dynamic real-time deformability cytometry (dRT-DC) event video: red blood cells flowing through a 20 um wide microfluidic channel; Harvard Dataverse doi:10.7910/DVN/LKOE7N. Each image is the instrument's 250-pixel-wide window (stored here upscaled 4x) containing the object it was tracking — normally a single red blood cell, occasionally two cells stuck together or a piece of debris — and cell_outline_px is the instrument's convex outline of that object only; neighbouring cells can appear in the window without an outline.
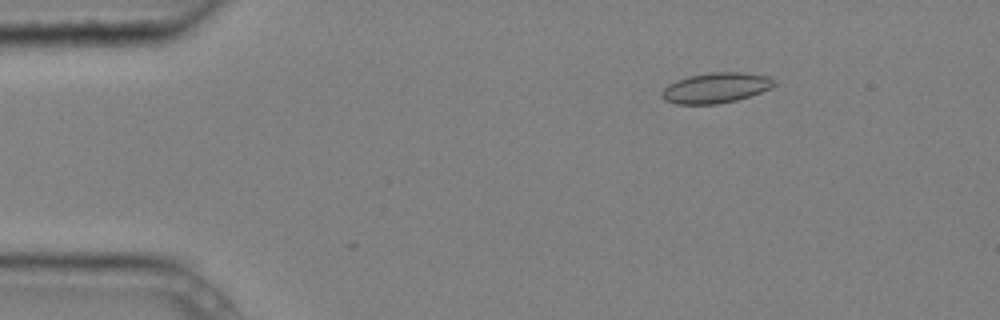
{"species": "common noctule bat (a hibernating species)", "species_latin": "Nyctalus noctula", "temperature_condition": "cold", "stored_images_in_passage": 4, "camera_frame_rate_fps": 3000, "um_per_image_px": 0.085, "animal": {"sex": "male", "body_mass_g": 20.4}, "frame": {"image": 1, "passage_image": 2, "time_ms": 0.333, "image_size_px": [1000, 320], "cell_outline_px": [[776, 84], [772, 88], [736, 100], [720, 104], [676, 104], [664, 100], [660, 96], [660, 92], [668, 84], [676, 80], [688, 76], [708, 72], [744, 72], [768, 76], [776, 80]], "centroid_in_image_um": [60.83, 7.46], "position_along_channel_um": 24.2, "area_um2": 20.11}}